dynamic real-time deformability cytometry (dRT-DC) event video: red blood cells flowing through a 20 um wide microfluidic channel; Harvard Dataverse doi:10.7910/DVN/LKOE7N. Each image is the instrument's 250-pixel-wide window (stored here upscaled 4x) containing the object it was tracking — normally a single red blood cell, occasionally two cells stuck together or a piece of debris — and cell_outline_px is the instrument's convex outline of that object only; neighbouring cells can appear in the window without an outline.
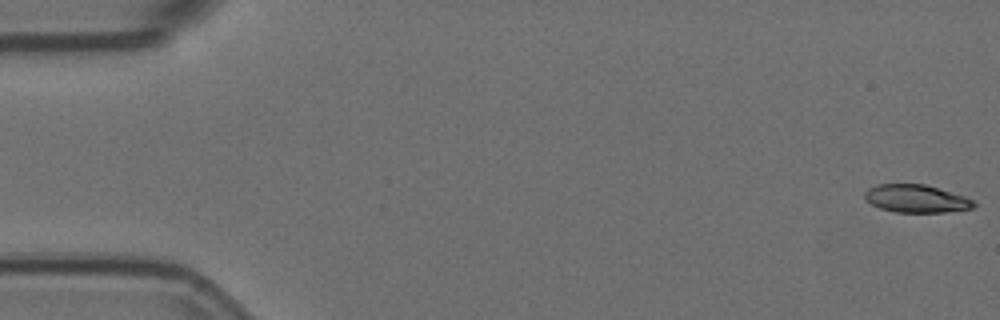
{"species": "Egyptian fruit bat (a non-hibernating species)", "species_latin": "Rousettus aegyptiacus", "temperature_condition": "room temperature", "stored_images_in_passage": 57, "camera_frame_rate_fps": 3000, "um_per_image_px": 0.085, "animal": {"sex": "female"}, "frame": {"image": 1, "passage_image": 1, "time_ms": 0.0, "image_size_px": [1000, 320], "cell_outline_px": [[976, 204], [972, 208], [944, 212], [896, 212], [880, 208], [864, 200], [864, 192], [868, 188], [876, 184], [924, 184], [964, 196], [976, 200]], "centroid_in_image_um": [77.85, 16.88], "position_along_channel_um": 7.1, "area_um2": 17.69}}
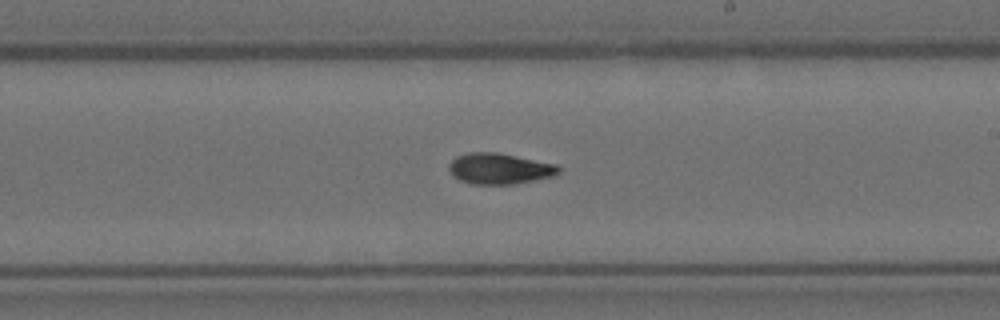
{"frame": {"image": 2, "passage_image": 33, "time_ms": 10.667, "image_size_px": [1000, 320], "cell_outline_px": [[560, 172], [552, 176], [512, 184], [472, 184], [460, 180], [452, 176], [448, 168], [448, 164], [456, 156], [468, 152], [496, 152], [556, 164], [560, 168]], "centroid_in_image_um": [42.4, 14.33], "position_along_channel_um": 246.6, "area_um2": 19.65}}
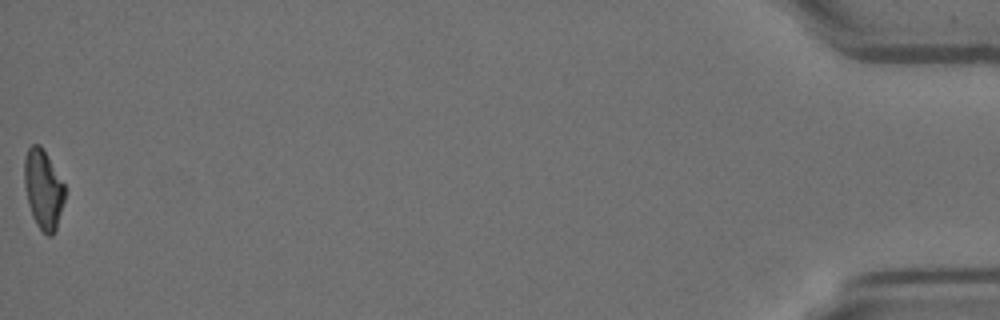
{"frame": {"image": 3, "passage_image": 57, "time_ms": 18.667, "image_size_px": [1000, 320], "cell_outline_px": [[64, 200], [56, 228], [52, 236], [48, 236], [36, 224], [32, 216], [28, 204], [24, 184], [24, 160], [28, 148], [32, 144], [40, 144], [64, 184]], "centroid_in_image_um": [3.65, 16.09], "position_along_channel_um": 431.5, "area_um2": 18.44}, "authors_computed_cell_mechanics": {"area_um2": 19.0162, "velocity_mm_per_s": 3.5807, "shape_relaxation_time_tau1_ms": 7.4713, "shape_relaxation_time_tau2_ms": 4.95, "deformation_change_tau1": 0.1871, "deformation_change_tau2": 0.1164}}